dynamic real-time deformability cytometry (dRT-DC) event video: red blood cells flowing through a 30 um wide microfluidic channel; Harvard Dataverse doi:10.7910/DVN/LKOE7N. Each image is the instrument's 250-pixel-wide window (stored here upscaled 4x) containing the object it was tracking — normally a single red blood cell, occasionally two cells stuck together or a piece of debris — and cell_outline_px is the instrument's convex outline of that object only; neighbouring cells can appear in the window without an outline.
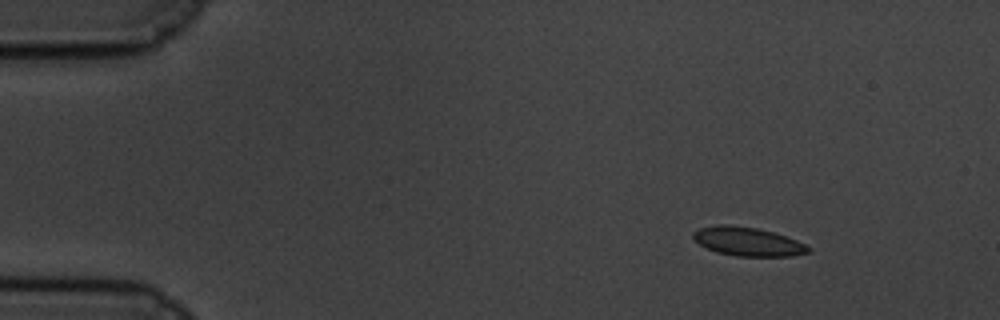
{"species": "common noctule bat (a hibernating species)", "species_latin": "Nyctalus noctula", "temperature_condition": "cold", "stored_images_in_passage": 53, "camera_frame_rate_fps": 3000, "um_per_image_px": 0.085, "animal": {"sex": "male", "body_mass_g": 19.5, "forearm_length_mm": 54.6}, "frame": {"image": 1, "passage_image": 1, "time_ms": 0.0, "image_size_px": [1000, 320], "cell_outline_px": [[812, 248], [808, 252], [792, 256], [736, 256], [716, 252], [700, 244], [692, 236], [692, 232], [700, 228], [716, 224], [728, 224], [756, 228], [772, 232], [796, 240]], "centroid_in_image_um": [63.54, 20.53], "position_along_channel_um": 21.5, "area_um2": 19.13}}
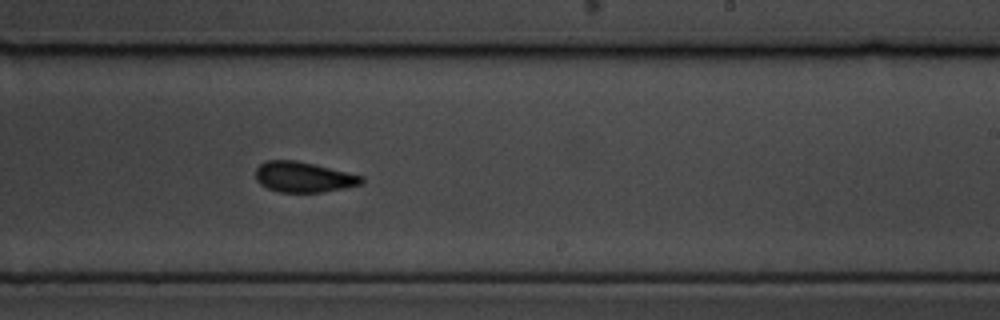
{"frame": {"image": 2, "passage_image": 30, "time_ms": 9.667, "image_size_px": [1000, 320], "cell_outline_px": [[364, 184], [344, 188], [320, 192], [280, 192], [268, 188], [260, 184], [256, 180], [256, 168], [260, 164], [268, 160], [296, 160], [364, 176]], "centroid_in_image_um": [25.81, 15.05], "position_along_channel_um": 263.2, "area_um2": 18.73}}
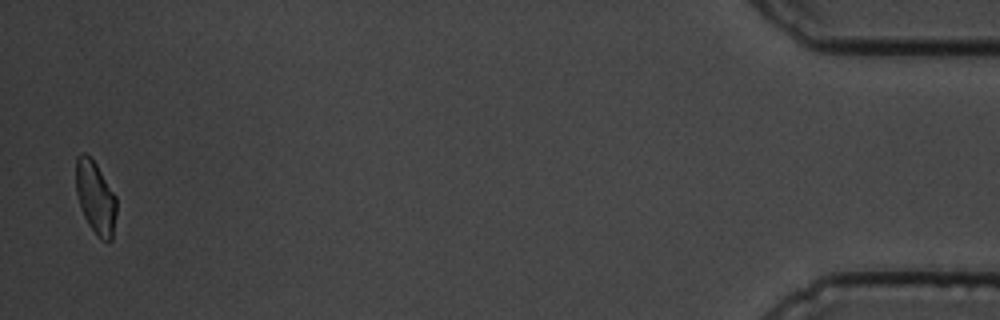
{"frame": {"image": 3, "passage_image": 52, "time_ms": 17.0, "image_size_px": [1000, 320], "cell_outline_px": [[116, 212], [112, 240], [100, 240], [88, 224], [80, 208], [76, 192], [76, 156], [80, 152], [84, 152], [96, 164], [116, 196]], "centroid_in_image_um": [8.1, 16.79], "position_along_channel_um": 427.1, "area_um2": 17.17}, "authors_computed_cell_mechanics": {"area_um2": 18.9584, "velocity_mm_per_s": 3.392, "shape_relaxation_time_tau1_ms": 3.2511, "shape_relaxation_time_tau2_ms": 1.8476, "deformation_change_tau1": 0.077, "deformation_change_tau2": 0.0544}}